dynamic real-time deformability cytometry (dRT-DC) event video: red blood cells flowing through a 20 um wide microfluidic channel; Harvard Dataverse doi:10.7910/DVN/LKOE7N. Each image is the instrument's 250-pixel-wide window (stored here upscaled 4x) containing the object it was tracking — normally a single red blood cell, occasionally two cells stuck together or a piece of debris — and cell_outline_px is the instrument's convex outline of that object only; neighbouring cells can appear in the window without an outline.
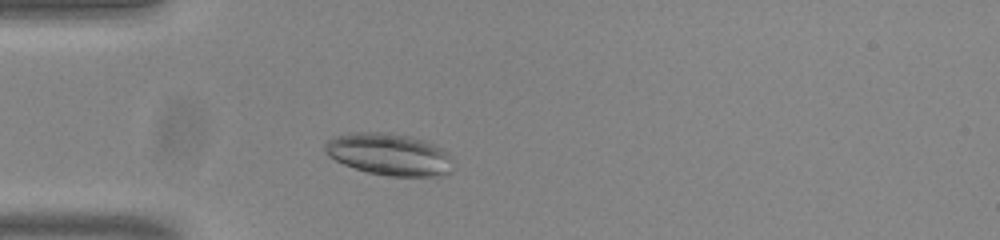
{"species": "common noctule bat (a hibernating species)", "species_latin": "Nyctalus noctula", "temperature_condition": "room temperature", "stored_images_in_passage": 46, "camera_frame_rate_fps": 3000, "um_per_image_px": 0.085, "animal": {"sex": "male", "body_mass_g": 20.0, "forearm_length_mm": 53.3}, "frame": {"image": 1, "passage_image": 6, "time_ms": 1.667, "image_size_px": [1000, 240], "cell_outline_px": [[452, 172], [444, 176], [388, 176], [368, 172], [344, 164], [328, 156], [324, 152], [324, 144], [332, 136], [352, 132], [380, 132], [408, 136], [432, 144], [448, 152], [452, 168]], "centroid_in_image_um": [33.05, 13.13], "position_along_channel_um": 52.0, "area_um2": 31.21}}
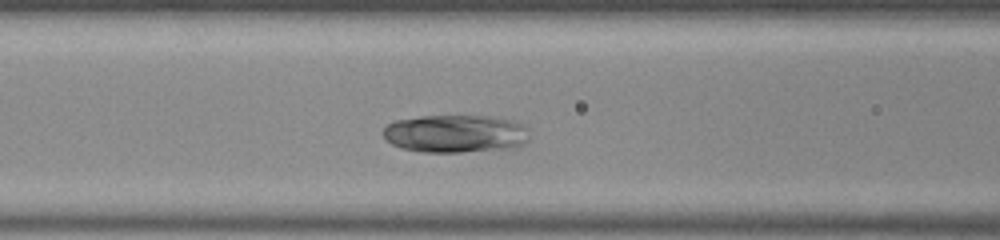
{"frame": {"image": 2, "passage_image": 13, "time_ms": 4.0, "image_size_px": [1000, 240], "cell_outline_px": [[528, 140], [524, 144], [512, 148], [460, 152], [420, 152], [400, 148], [392, 144], [384, 136], [384, 128], [388, 124], [396, 120], [420, 116], [488, 116], [508, 120], [520, 124], [524, 128]], "centroid_in_image_um": [38.66, 11.37], "position_along_channel_um": 127.9, "area_um2": 31.96}}
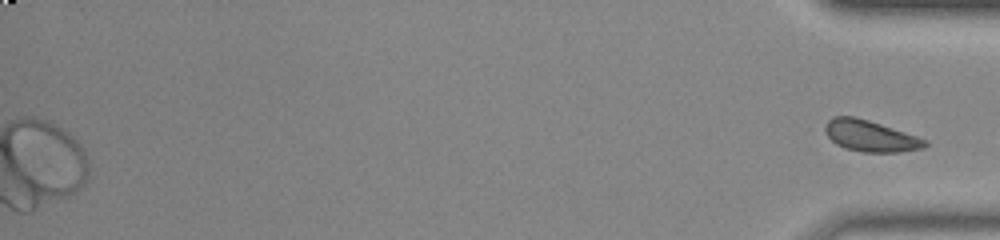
{"frame": {"image": 3, "passage_image": 46, "time_ms": 15.0, "image_size_px": [1000, 240], "cell_outline_px": [[928, 144], [924, 148], [900, 152], [864, 152], [844, 148], [836, 144], [828, 136], [824, 128], [828, 120], [832, 116], [852, 116], [868, 120], [928, 140]], "centroid_in_image_um": [73.98, 11.56], "position_along_channel_um": 361.2, "area_um2": 18.03}}